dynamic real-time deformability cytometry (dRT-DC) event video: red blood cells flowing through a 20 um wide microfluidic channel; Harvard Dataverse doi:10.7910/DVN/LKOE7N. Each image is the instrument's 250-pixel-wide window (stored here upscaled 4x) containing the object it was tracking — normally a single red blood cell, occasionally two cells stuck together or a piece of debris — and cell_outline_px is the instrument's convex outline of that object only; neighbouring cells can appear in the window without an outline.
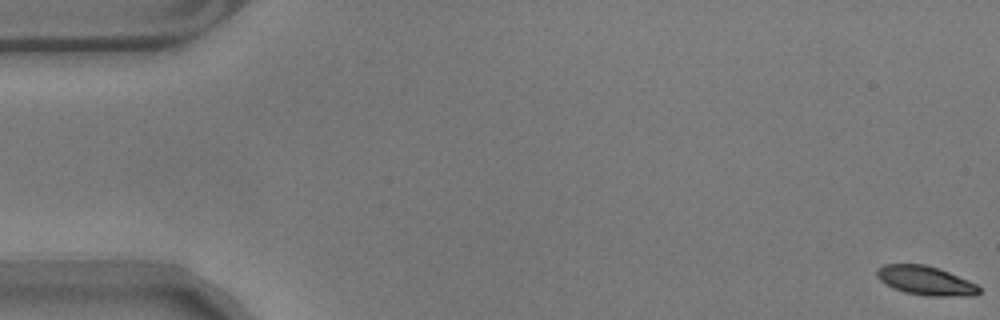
{"species": "common noctule bat (a hibernating species)", "species_latin": "Nyctalus noctula", "temperature_condition": "warm", "stored_images_in_passage": 58, "camera_frame_rate_fps": 3000, "um_per_image_px": 0.085, "animal": {"sex": "male", "body_mass_g": 17.9}, "frame": {"image": 1, "passage_image": 1, "time_ms": 0.0, "image_size_px": [1000, 320], "cell_outline_px": [[980, 292], [976, 296], [928, 296], [904, 292], [884, 284], [876, 276], [876, 272], [884, 264], [924, 264], [940, 268], [968, 280], [976, 284], [980, 288]], "centroid_in_image_um": [78.7, 23.85], "position_along_channel_um": 6.3, "area_um2": 17.4}}
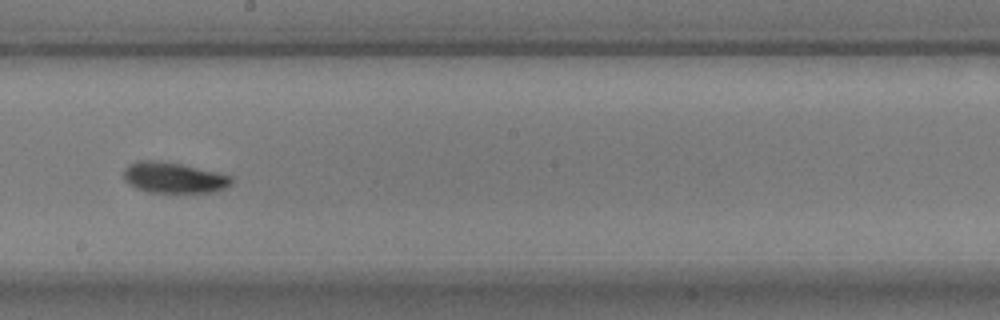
{"frame": {"image": 2, "passage_image": 33, "time_ms": 10.667, "image_size_px": [1000, 320], "cell_outline_px": [[232, 184], [216, 192], [148, 192], [136, 188], [128, 184], [124, 180], [124, 168], [128, 164], [136, 160], [156, 160], [180, 164], [216, 172], [232, 176]], "centroid_in_image_um": [14.73, 15.1], "position_along_channel_um": 233.5, "area_um2": 19.36}}
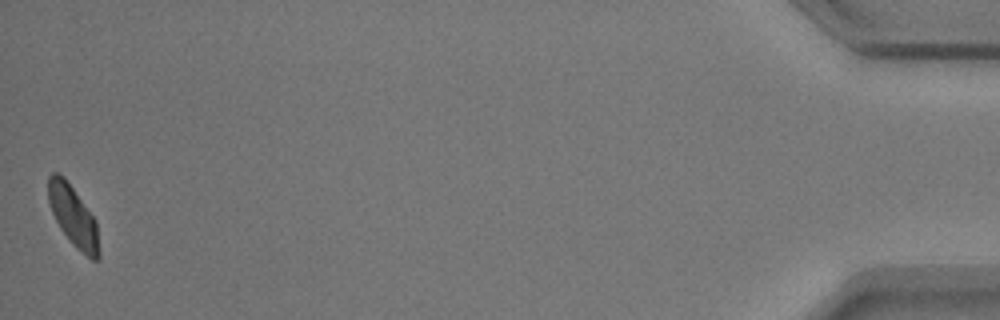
{"frame": {"image": 3, "passage_image": 58, "time_ms": 19.0, "image_size_px": [1000, 320], "cell_outline_px": [[100, 260], [92, 260], [76, 248], [72, 244], [60, 228], [52, 212], [48, 200], [48, 176], [52, 172], [56, 172], [64, 176], [96, 220], [100, 252]], "centroid_in_image_um": [6.23, 18.39], "position_along_channel_um": 429.0, "area_um2": 17.98}, "authors_computed_cell_mechanics": {"area_um2": 18.2359, "velocity_mm_per_s": 3.491, "shape_relaxation_time_tau1_ms": 2.7763, "shape_relaxation_time_tau2_ms": 1.6552, "deformation_change_tau1": 0.121, "deformation_change_tau2": 0.0642}}